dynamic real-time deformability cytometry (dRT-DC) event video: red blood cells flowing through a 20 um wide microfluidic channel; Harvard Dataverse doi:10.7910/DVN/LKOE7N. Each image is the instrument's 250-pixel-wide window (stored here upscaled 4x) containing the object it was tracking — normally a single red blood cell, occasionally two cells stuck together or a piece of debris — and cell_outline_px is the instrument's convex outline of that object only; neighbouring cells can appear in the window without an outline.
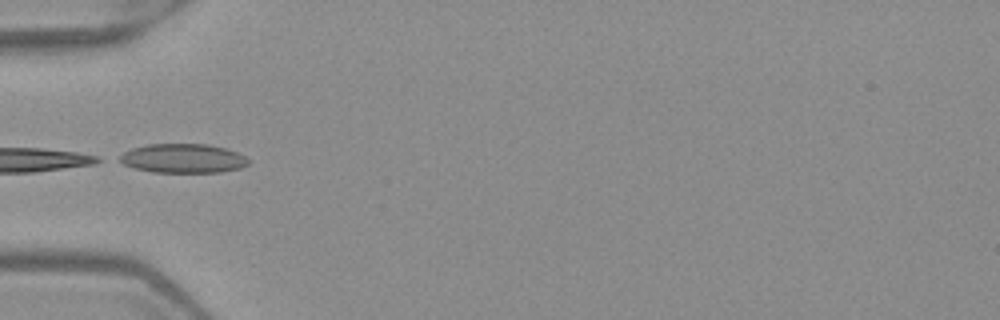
{"species": "Egyptian fruit bat (a non-hibernating species)", "species_latin": "Rousettus aegyptiacus", "temperature_condition": "warm", "stored_images_in_passage": 5, "camera_frame_rate_fps": 3000, "um_per_image_px": 0.085, "frame": {"image": 1, "passage_image": 5, "time_ms": 1.333, "image_size_px": [1000, 320], "cell_outline_px": [[248, 164], [240, 168], [220, 172], [152, 172], [136, 168], [124, 164], [116, 160], [116, 156], [132, 148], [148, 144], [208, 144], [224, 148], [236, 152], [244, 156], [248, 160]], "centroid_in_image_um": [15.5, 13.46], "position_along_channel_um": 69.5, "area_um2": 21.85}}